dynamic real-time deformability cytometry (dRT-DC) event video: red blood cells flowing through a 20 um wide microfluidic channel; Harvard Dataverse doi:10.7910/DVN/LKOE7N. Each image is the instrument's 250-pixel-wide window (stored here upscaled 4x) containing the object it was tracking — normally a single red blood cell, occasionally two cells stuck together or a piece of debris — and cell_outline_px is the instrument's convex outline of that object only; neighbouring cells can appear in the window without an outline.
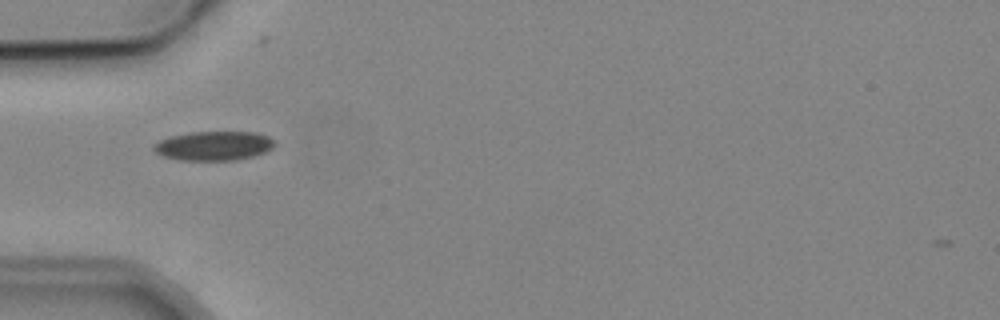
{"species": "common noctule bat (a hibernating species)", "species_latin": "Nyctalus noctula", "temperature_condition": "cold", "stored_images_in_passage": 1, "camera_frame_rate_fps": 3000, "um_per_image_px": 0.085, "animal": {"sex": "male", "body_mass_g": 19.2, "forearm_length_mm": 51.8}, "frame": {"image": 1, "passage_image": 1, "time_ms": 0.0, "image_size_px": [1000, 320], "cell_outline_px": [[276, 144], [272, 148], [264, 152], [252, 156], [232, 160], [180, 160], [164, 156], [156, 152], [152, 148], [152, 144], [168, 136], [192, 132], [256, 132], [268, 136]], "centroid_in_image_um": [18.14, 12.38], "position_along_channel_um": 66.9, "area_um2": 20.52}}